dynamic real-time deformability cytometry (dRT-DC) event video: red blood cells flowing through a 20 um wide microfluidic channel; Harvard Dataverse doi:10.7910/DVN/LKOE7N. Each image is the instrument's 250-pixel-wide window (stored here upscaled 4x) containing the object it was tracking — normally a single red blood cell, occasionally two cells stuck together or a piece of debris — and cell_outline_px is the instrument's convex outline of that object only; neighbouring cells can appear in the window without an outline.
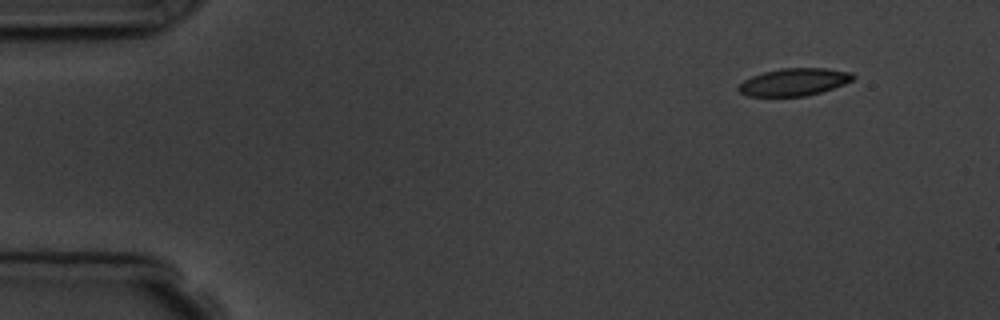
{"species": "common noctule bat (a hibernating species)", "species_latin": "Nyctalus noctula", "temperature_condition": "room temperature", "stored_images_in_passage": 4, "camera_frame_rate_fps": 3000, "um_per_image_px": 0.085, "animal": {"sex": "male", "body_mass_g": 19.5, "forearm_length_mm": 54.6}, "frame": {"image": 1, "passage_image": 1, "time_ms": 0.0, "image_size_px": [1000, 320], "cell_outline_px": [[856, 76], [852, 80], [844, 84], [820, 92], [804, 96], [748, 96], [740, 92], [736, 88], [744, 80], [752, 76], [764, 72], [780, 68], [828, 68], [852, 72]], "centroid_in_image_um": [67.5, 6.96], "position_along_channel_um": 17.5, "area_um2": 18.26}}
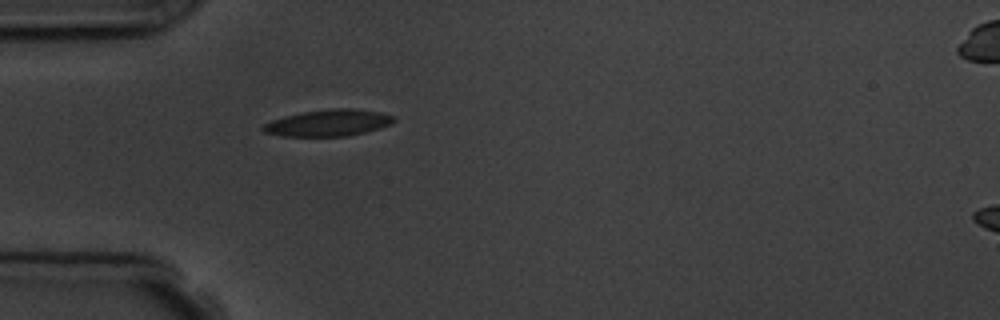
{"frame": {"image": 2, "passage_image": 4, "time_ms": 3.667, "image_size_px": [1000, 320], "cell_outline_px": [[396, 120], [392, 124], [380, 128], [348, 136], [284, 136], [264, 132], [260, 128], [264, 124], [272, 120], [284, 116], [304, 112], [332, 108], [356, 108], [380, 112], [392, 116]], "centroid_in_image_um": [27.93, 10.44], "position_along_channel_um": 57.1, "area_um2": 20.23}}